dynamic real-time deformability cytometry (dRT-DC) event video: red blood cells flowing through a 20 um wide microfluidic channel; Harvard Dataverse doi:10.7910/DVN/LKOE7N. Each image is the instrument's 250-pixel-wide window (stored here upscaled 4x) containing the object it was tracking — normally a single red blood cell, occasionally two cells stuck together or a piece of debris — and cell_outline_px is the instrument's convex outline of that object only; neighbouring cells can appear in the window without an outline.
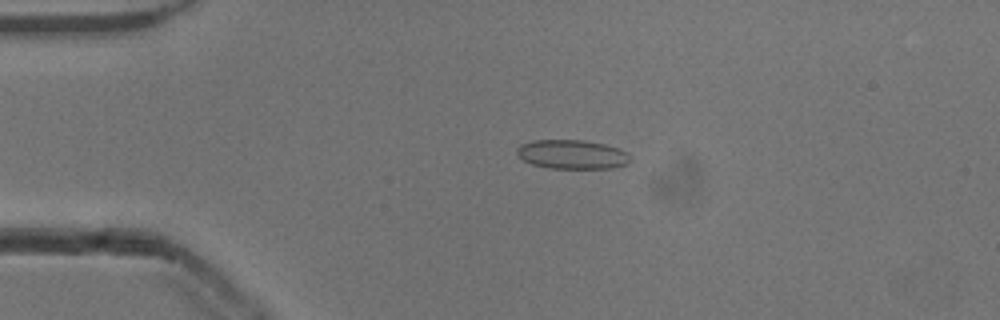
{"species": "common noctule bat (a hibernating species)", "species_latin": "Nyctalus noctula", "temperature_condition": "cold", "stored_images_in_passage": 35, "camera_frame_rate_fps": 3000, "um_per_image_px": 0.085, "animal": {"sex": "male", "body_mass_g": 13.3}, "frame": {"image": 1, "passage_image": 5, "time_ms": 1.333, "image_size_px": [1000, 320], "cell_outline_px": [[632, 160], [628, 164], [612, 168], [548, 168], [532, 164], [524, 160], [516, 152], [516, 148], [520, 144], [532, 140], [584, 140], [604, 144], [620, 148], [628, 152]], "centroid_in_image_um": [48.66, 13.12], "position_along_channel_um": 36.3, "area_um2": 19.42}}
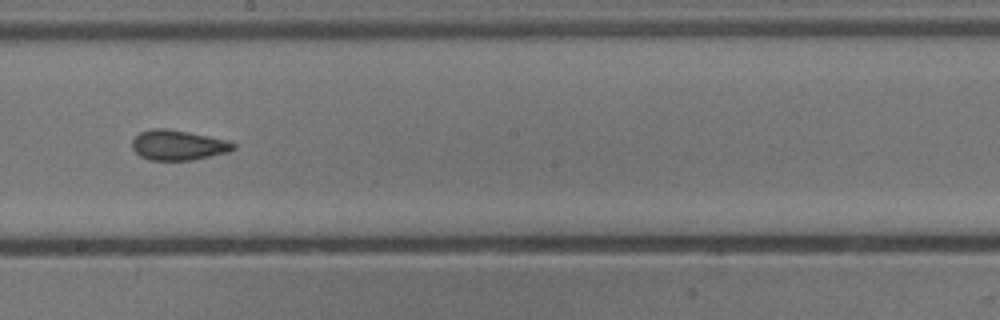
{"frame": {"image": 2, "passage_image": 23, "time_ms": 7.333, "image_size_px": [1000, 320], "cell_outline_px": [[236, 148], [228, 152], [192, 160], [148, 160], [140, 156], [132, 148], [132, 140], [140, 132], [152, 128], [168, 128], [228, 140], [236, 144]], "centroid_in_image_um": [15.13, 12.33], "position_along_channel_um": 233.1, "area_um2": 17.8}}
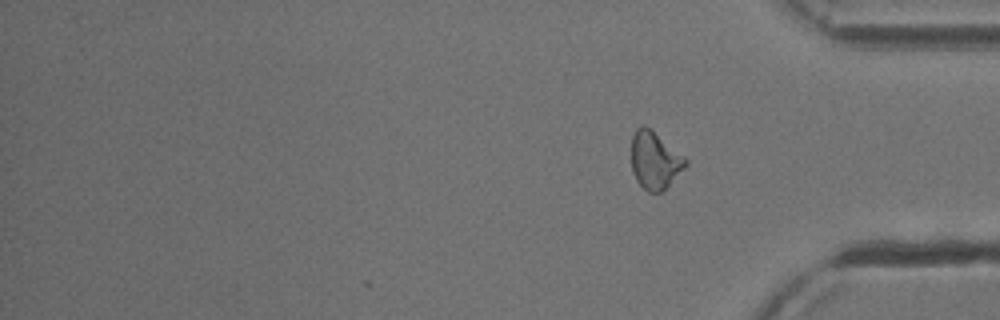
{"frame": {"image": 3, "passage_image": 35, "time_ms": 11.333, "image_size_px": [1000, 320], "cell_outline_px": [[688, 164], [660, 192], [648, 192], [636, 180], [632, 172], [632, 136], [636, 128], [652, 128], [684, 156], [688, 160]], "centroid_in_image_um": [55.66, 13.61], "position_along_channel_um": 379.5, "area_um2": 17.86}, "authors_computed_cell_mechanics": {"area_um2": 17.7446, "velocity_mm_per_s": 3.8662, "shape_relaxation_time_tau1_ms": 6.882, "shape_relaxation_time_tau2_ms": 1.5908, "deformation_change_tau1": 0.1444, "deformation_change_tau2": 0.0932}}